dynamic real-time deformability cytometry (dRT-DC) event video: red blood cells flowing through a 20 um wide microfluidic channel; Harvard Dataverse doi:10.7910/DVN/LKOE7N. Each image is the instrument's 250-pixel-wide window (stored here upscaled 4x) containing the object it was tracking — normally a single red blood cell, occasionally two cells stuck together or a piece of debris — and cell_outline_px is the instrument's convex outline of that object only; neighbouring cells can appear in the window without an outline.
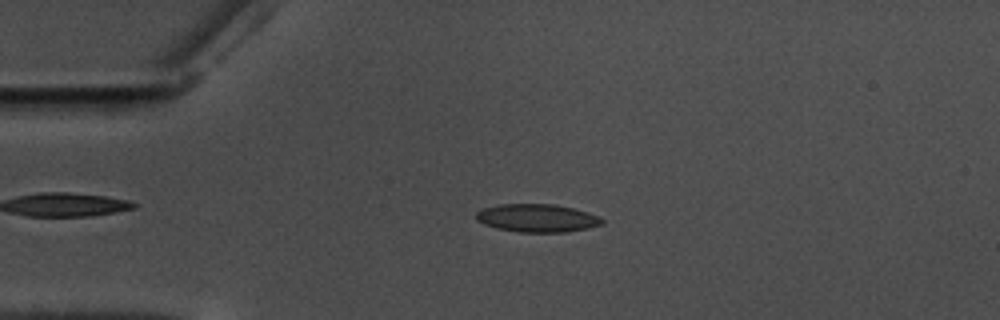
{"species": "common noctule bat (a hibernating species)", "species_latin": "Nyctalus noctula", "temperature_condition": "warm", "stored_images_in_passage": 57, "camera_frame_rate_fps": 3000, "um_per_image_px": 0.085, "animal": {"sex": "male", "body_mass_g": 17.5, "forearm_length_mm": 52.3}, "frame": {"image": 1, "passage_image": 13, "time_ms": 4.0, "image_size_px": [1000, 320], "cell_outline_px": [[604, 224], [588, 228], [564, 232], [520, 232], [496, 228], [484, 224], [476, 220], [476, 212], [484, 208], [500, 204], [552, 204], [572, 208], [588, 212], [600, 216], [604, 220]], "centroid_in_image_um": [45.67, 18.54], "position_along_channel_um": 39.3, "area_um2": 20.58}}
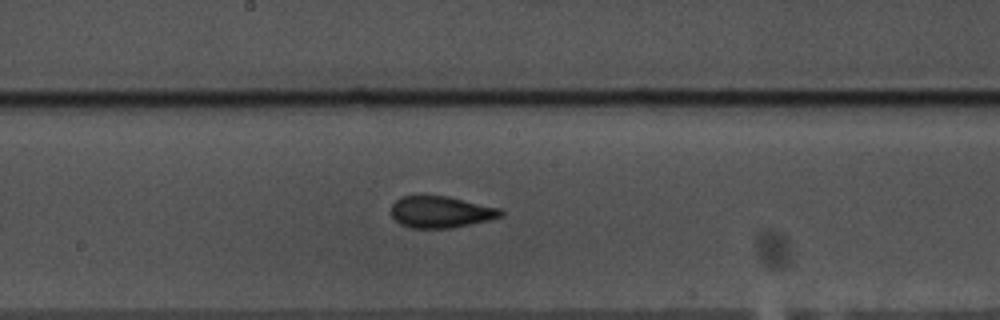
{"frame": {"image": 2, "passage_image": 30, "time_ms": 9.667, "image_size_px": [1000, 320], "cell_outline_px": [[504, 212], [500, 216], [488, 220], [452, 228], [412, 228], [400, 224], [392, 216], [392, 204], [400, 196], [420, 192], [448, 196], [500, 208]], "centroid_in_image_um": [37.41, 17.97], "position_along_channel_um": 210.8, "area_um2": 20.75}}
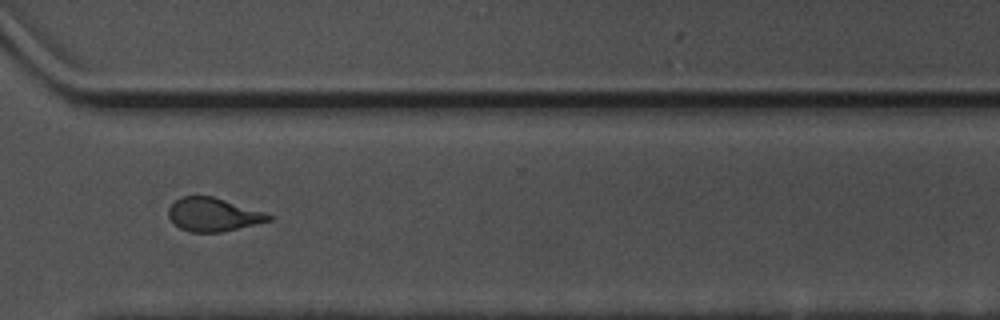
{"frame": {"image": 3, "passage_image": 42, "time_ms": 13.667, "image_size_px": [1000, 320], "cell_outline_px": [[272, 220], [220, 232], [192, 232], [180, 228], [168, 216], [168, 208], [180, 196], [212, 196], [264, 212], [272, 216]], "centroid_in_image_um": [18.1, 18.23], "position_along_channel_um": 352.5, "area_um2": 19.19}, "authors_computed_cell_mechanics": {"area_um2": 20.0566, "velocity_mm_per_s": 3.5372, "shape_relaxation_time_tau1_ms": 4.0433, "shape_relaxation_time_tau2_ms": 0.9121, "deformation_change_tau1": 0.1635, "deformation_change_tau2": 0.0753}}